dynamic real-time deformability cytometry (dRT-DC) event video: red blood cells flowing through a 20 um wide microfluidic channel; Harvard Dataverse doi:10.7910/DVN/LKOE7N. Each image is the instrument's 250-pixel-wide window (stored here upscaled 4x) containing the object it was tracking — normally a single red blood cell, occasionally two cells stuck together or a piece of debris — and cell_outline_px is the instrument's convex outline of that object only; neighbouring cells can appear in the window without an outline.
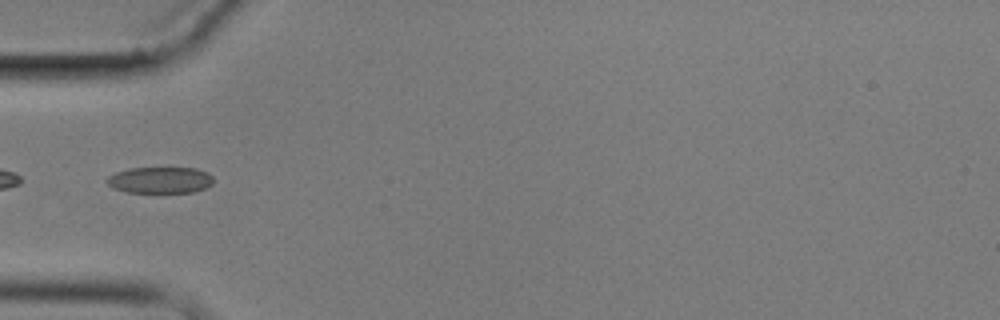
{"species": "common noctule bat (a hibernating species)", "species_latin": "Nyctalus noctula", "temperature_condition": "cold", "stored_images_in_passage": 10, "camera_frame_rate_fps": 3000, "um_per_image_px": 0.085, "animal": {"sex": "male", "body_mass_g": 17.9}, "frame": {"image": 1, "passage_image": 5, "time_ms": 5.667, "image_size_px": [1000, 320], "cell_outline_px": [[212, 184], [204, 188], [192, 192], [128, 192], [116, 188], [108, 184], [104, 180], [108, 176], [116, 172], [132, 168], [196, 168], [208, 172], [212, 176]], "centroid_in_image_um": [13.62, 15.3], "position_along_channel_um": 71.4, "area_um2": 16.18}}
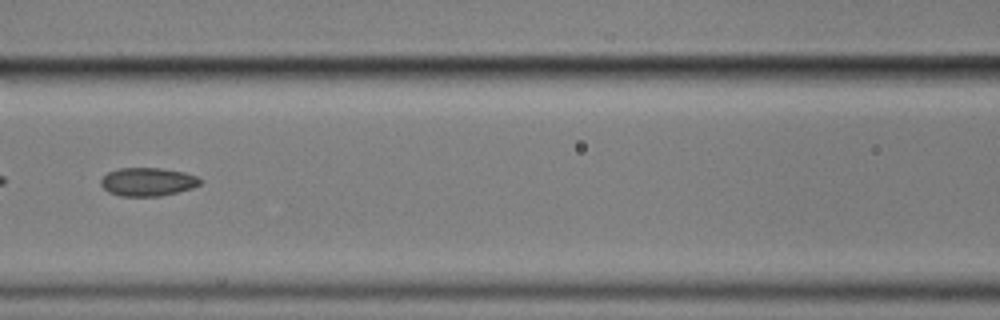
{"frame": {"image": 2, "passage_image": 7, "time_ms": 8.0, "image_size_px": [1000, 320], "cell_outline_px": [[204, 180], [200, 184], [192, 188], [160, 196], [120, 196], [108, 192], [100, 184], [100, 180], [108, 172], [120, 168], [160, 168], [184, 172], [196, 176]], "centroid_in_image_um": [12.56, 15.45], "position_along_channel_um": 154.0, "area_um2": 16.42}}
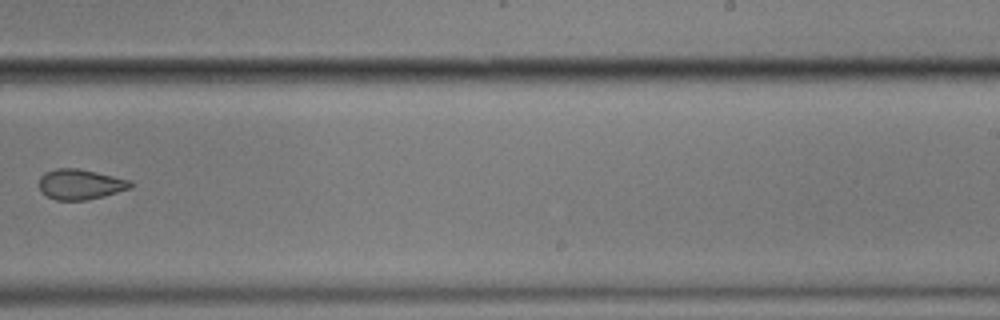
{"frame": {"image": 3, "passage_image": 10, "time_ms": 11.667, "image_size_px": [1000, 320], "cell_outline_px": [[132, 188], [104, 196], [88, 200], [56, 200], [40, 192], [40, 176], [44, 172], [56, 168], [76, 168], [96, 172], [132, 180]], "centroid_in_image_um": [6.83, 15.67], "position_along_channel_um": 282.2, "area_um2": 16.24}}